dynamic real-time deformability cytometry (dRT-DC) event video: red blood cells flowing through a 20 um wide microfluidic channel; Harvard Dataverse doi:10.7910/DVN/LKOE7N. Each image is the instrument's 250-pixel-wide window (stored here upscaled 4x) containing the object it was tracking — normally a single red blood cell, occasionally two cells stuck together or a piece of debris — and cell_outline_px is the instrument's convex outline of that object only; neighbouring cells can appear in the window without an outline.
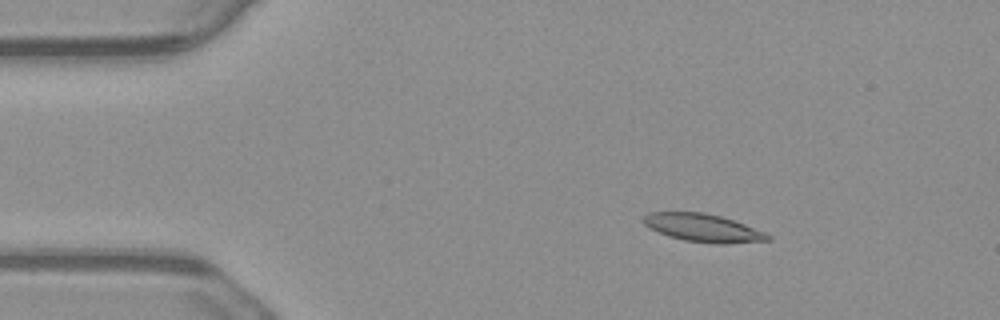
{"species": "common noctule bat (a hibernating species)", "species_latin": "Nyctalus noctula", "temperature_condition": "warm", "stored_images_in_passage": 5, "camera_frame_rate_fps": 3000, "um_per_image_px": 0.085, "animal": {"sex": "male", "body_mass_g": 23.1, "forearm_length_mm": 52.7}, "frame": {"image": 1, "passage_image": 3, "time_ms": 0.667, "image_size_px": [1000, 320], "cell_outline_px": [[772, 240], [728, 244], [716, 244], [684, 240], [668, 236], [648, 228], [640, 220], [648, 212], [704, 212], [720, 216], [768, 232], [772, 236]], "centroid_in_image_um": [59.77, 19.37], "position_along_channel_um": 25.2, "area_um2": 20.58}}